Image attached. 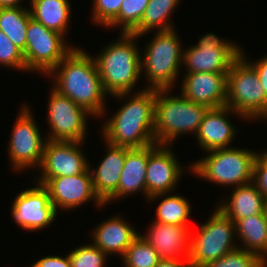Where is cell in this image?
<instances>
[{"instance_id":"obj_1","label":"cell","mask_w":267,"mask_h":267,"mask_svg":"<svg viewBox=\"0 0 267 267\" xmlns=\"http://www.w3.org/2000/svg\"><path fill=\"white\" fill-rule=\"evenodd\" d=\"M45 78L52 81L54 90L83 107L94 120L108 115L109 95L103 89L94 57L83 47L75 46Z\"/></svg>"},{"instance_id":"obj_2","label":"cell","mask_w":267,"mask_h":267,"mask_svg":"<svg viewBox=\"0 0 267 267\" xmlns=\"http://www.w3.org/2000/svg\"><path fill=\"white\" fill-rule=\"evenodd\" d=\"M118 93L109 97L123 101L100 128L104 141L126 148H142L156 144L154 134L155 89ZM127 99V100H126ZM126 100V101H125Z\"/></svg>"},{"instance_id":"obj_3","label":"cell","mask_w":267,"mask_h":267,"mask_svg":"<svg viewBox=\"0 0 267 267\" xmlns=\"http://www.w3.org/2000/svg\"><path fill=\"white\" fill-rule=\"evenodd\" d=\"M139 40L137 35L119 32L115 41L93 55L103 89L109 96L137 92L135 86L140 85L142 78Z\"/></svg>"},{"instance_id":"obj_4","label":"cell","mask_w":267,"mask_h":267,"mask_svg":"<svg viewBox=\"0 0 267 267\" xmlns=\"http://www.w3.org/2000/svg\"><path fill=\"white\" fill-rule=\"evenodd\" d=\"M172 90L175 89L156 90L154 134L158 145L175 146V141L183 134L194 137L209 109L186 99L181 93L174 95Z\"/></svg>"},{"instance_id":"obj_5","label":"cell","mask_w":267,"mask_h":267,"mask_svg":"<svg viewBox=\"0 0 267 267\" xmlns=\"http://www.w3.org/2000/svg\"><path fill=\"white\" fill-rule=\"evenodd\" d=\"M152 36L140 51L141 77L147 81L146 89H173L182 72L183 42L176 28Z\"/></svg>"},{"instance_id":"obj_6","label":"cell","mask_w":267,"mask_h":267,"mask_svg":"<svg viewBox=\"0 0 267 267\" xmlns=\"http://www.w3.org/2000/svg\"><path fill=\"white\" fill-rule=\"evenodd\" d=\"M259 151L233 146L213 149L191 162V174L218 187L234 188L252 182L253 164Z\"/></svg>"},{"instance_id":"obj_7","label":"cell","mask_w":267,"mask_h":267,"mask_svg":"<svg viewBox=\"0 0 267 267\" xmlns=\"http://www.w3.org/2000/svg\"><path fill=\"white\" fill-rule=\"evenodd\" d=\"M225 105L251 123L267 116L266 93L256 70L242 56L227 73Z\"/></svg>"},{"instance_id":"obj_8","label":"cell","mask_w":267,"mask_h":267,"mask_svg":"<svg viewBox=\"0 0 267 267\" xmlns=\"http://www.w3.org/2000/svg\"><path fill=\"white\" fill-rule=\"evenodd\" d=\"M213 209L197 232L191 229L190 267H201L238 248L235 223L216 206Z\"/></svg>"},{"instance_id":"obj_9","label":"cell","mask_w":267,"mask_h":267,"mask_svg":"<svg viewBox=\"0 0 267 267\" xmlns=\"http://www.w3.org/2000/svg\"><path fill=\"white\" fill-rule=\"evenodd\" d=\"M15 118L14 125L8 141L9 168L14 172L37 170L41 165L44 153L46 136L41 134L35 113H32L31 105L22 102ZM44 136V137H43ZM29 169V170H28Z\"/></svg>"},{"instance_id":"obj_10","label":"cell","mask_w":267,"mask_h":267,"mask_svg":"<svg viewBox=\"0 0 267 267\" xmlns=\"http://www.w3.org/2000/svg\"><path fill=\"white\" fill-rule=\"evenodd\" d=\"M221 38L208 32L202 34L194 45L186 46L183 49L182 73H228L241 56L242 46L236 41Z\"/></svg>"},{"instance_id":"obj_11","label":"cell","mask_w":267,"mask_h":267,"mask_svg":"<svg viewBox=\"0 0 267 267\" xmlns=\"http://www.w3.org/2000/svg\"><path fill=\"white\" fill-rule=\"evenodd\" d=\"M66 38L31 18L26 30L23 57L27 73L47 76L75 47Z\"/></svg>"},{"instance_id":"obj_12","label":"cell","mask_w":267,"mask_h":267,"mask_svg":"<svg viewBox=\"0 0 267 267\" xmlns=\"http://www.w3.org/2000/svg\"><path fill=\"white\" fill-rule=\"evenodd\" d=\"M47 122L49 131L47 140L87 142L88 124L93 116L69 97L59 94L52 87L49 90ZM48 133V134H47Z\"/></svg>"},{"instance_id":"obj_13","label":"cell","mask_w":267,"mask_h":267,"mask_svg":"<svg viewBox=\"0 0 267 267\" xmlns=\"http://www.w3.org/2000/svg\"><path fill=\"white\" fill-rule=\"evenodd\" d=\"M33 181L47 189L50 201L58 214L59 211L64 213L75 210L91 201L96 209L105 208L104 203L94 192L89 168L84 173L74 176L33 178Z\"/></svg>"},{"instance_id":"obj_14","label":"cell","mask_w":267,"mask_h":267,"mask_svg":"<svg viewBox=\"0 0 267 267\" xmlns=\"http://www.w3.org/2000/svg\"><path fill=\"white\" fill-rule=\"evenodd\" d=\"M34 184L15 196L10 209L12 220L17 227L27 232L48 228L58 218L47 189L37 182Z\"/></svg>"},{"instance_id":"obj_15","label":"cell","mask_w":267,"mask_h":267,"mask_svg":"<svg viewBox=\"0 0 267 267\" xmlns=\"http://www.w3.org/2000/svg\"><path fill=\"white\" fill-rule=\"evenodd\" d=\"M178 158L173 146L148 145L146 203L153 195L175 192L186 173L185 170L191 173V164L187 169Z\"/></svg>"},{"instance_id":"obj_16","label":"cell","mask_w":267,"mask_h":267,"mask_svg":"<svg viewBox=\"0 0 267 267\" xmlns=\"http://www.w3.org/2000/svg\"><path fill=\"white\" fill-rule=\"evenodd\" d=\"M85 142L47 140L44 146L43 159L34 178H55L74 176L84 173L89 168ZM83 146V147H82ZM83 148V149H82Z\"/></svg>"},{"instance_id":"obj_17","label":"cell","mask_w":267,"mask_h":267,"mask_svg":"<svg viewBox=\"0 0 267 267\" xmlns=\"http://www.w3.org/2000/svg\"><path fill=\"white\" fill-rule=\"evenodd\" d=\"M228 116L238 117L248 123L241 114L236 113L226 105L209 108L195 135L198 148L201 147V151L207 152L213 149L233 147L231 144H233V140L236 141L239 128H236L237 126L231 122Z\"/></svg>"},{"instance_id":"obj_18","label":"cell","mask_w":267,"mask_h":267,"mask_svg":"<svg viewBox=\"0 0 267 267\" xmlns=\"http://www.w3.org/2000/svg\"><path fill=\"white\" fill-rule=\"evenodd\" d=\"M180 92L188 100L209 108L225 106L227 73H181Z\"/></svg>"},{"instance_id":"obj_19","label":"cell","mask_w":267,"mask_h":267,"mask_svg":"<svg viewBox=\"0 0 267 267\" xmlns=\"http://www.w3.org/2000/svg\"><path fill=\"white\" fill-rule=\"evenodd\" d=\"M152 222V223H151ZM143 238L159 253L161 259L188 260L192 226L169 225L151 221Z\"/></svg>"},{"instance_id":"obj_20","label":"cell","mask_w":267,"mask_h":267,"mask_svg":"<svg viewBox=\"0 0 267 267\" xmlns=\"http://www.w3.org/2000/svg\"><path fill=\"white\" fill-rule=\"evenodd\" d=\"M93 228L90 234L92 243L109 257L118 255L120 259L140 234V231L125 219V215L119 213L106 218Z\"/></svg>"},{"instance_id":"obj_21","label":"cell","mask_w":267,"mask_h":267,"mask_svg":"<svg viewBox=\"0 0 267 267\" xmlns=\"http://www.w3.org/2000/svg\"><path fill=\"white\" fill-rule=\"evenodd\" d=\"M106 155L98 162L97 167L89 161V170L92 176V185L95 194L104 203L118 188L123 170L127 148L120 147L105 141Z\"/></svg>"},{"instance_id":"obj_22","label":"cell","mask_w":267,"mask_h":267,"mask_svg":"<svg viewBox=\"0 0 267 267\" xmlns=\"http://www.w3.org/2000/svg\"><path fill=\"white\" fill-rule=\"evenodd\" d=\"M148 162V146L127 148L123 170L117 190L104 202V206L125 197L143 193L146 200V166Z\"/></svg>"},{"instance_id":"obj_23","label":"cell","mask_w":267,"mask_h":267,"mask_svg":"<svg viewBox=\"0 0 267 267\" xmlns=\"http://www.w3.org/2000/svg\"><path fill=\"white\" fill-rule=\"evenodd\" d=\"M230 196L222 197L216 207L234 223L237 220L264 212L266 198L251 182L231 189Z\"/></svg>"},{"instance_id":"obj_24","label":"cell","mask_w":267,"mask_h":267,"mask_svg":"<svg viewBox=\"0 0 267 267\" xmlns=\"http://www.w3.org/2000/svg\"><path fill=\"white\" fill-rule=\"evenodd\" d=\"M71 2L70 0H31L28 5L35 21L67 37L72 17Z\"/></svg>"},{"instance_id":"obj_25","label":"cell","mask_w":267,"mask_h":267,"mask_svg":"<svg viewBox=\"0 0 267 267\" xmlns=\"http://www.w3.org/2000/svg\"><path fill=\"white\" fill-rule=\"evenodd\" d=\"M235 231L238 248L255 253L267 263V221L264 212L237 220Z\"/></svg>"},{"instance_id":"obj_26","label":"cell","mask_w":267,"mask_h":267,"mask_svg":"<svg viewBox=\"0 0 267 267\" xmlns=\"http://www.w3.org/2000/svg\"><path fill=\"white\" fill-rule=\"evenodd\" d=\"M181 0H150L139 25L131 32V34L142 38L149 35L153 31H167L175 29L173 16L176 8L179 7Z\"/></svg>"},{"instance_id":"obj_27","label":"cell","mask_w":267,"mask_h":267,"mask_svg":"<svg viewBox=\"0 0 267 267\" xmlns=\"http://www.w3.org/2000/svg\"><path fill=\"white\" fill-rule=\"evenodd\" d=\"M174 193H172L173 195L171 193L156 194L148 198L147 203L153 204L155 201H159L154 221L169 225L191 226L189 224L191 222L189 217L192 216L190 201L181 194Z\"/></svg>"},{"instance_id":"obj_28","label":"cell","mask_w":267,"mask_h":267,"mask_svg":"<svg viewBox=\"0 0 267 267\" xmlns=\"http://www.w3.org/2000/svg\"><path fill=\"white\" fill-rule=\"evenodd\" d=\"M32 18L29 7L0 9V30L22 51L26 47V30Z\"/></svg>"},{"instance_id":"obj_29","label":"cell","mask_w":267,"mask_h":267,"mask_svg":"<svg viewBox=\"0 0 267 267\" xmlns=\"http://www.w3.org/2000/svg\"><path fill=\"white\" fill-rule=\"evenodd\" d=\"M159 253L139 234L121 258L124 267H156Z\"/></svg>"},{"instance_id":"obj_30","label":"cell","mask_w":267,"mask_h":267,"mask_svg":"<svg viewBox=\"0 0 267 267\" xmlns=\"http://www.w3.org/2000/svg\"><path fill=\"white\" fill-rule=\"evenodd\" d=\"M150 0H123L119 15L106 29H119L120 33H131L138 25ZM117 27V28H116Z\"/></svg>"},{"instance_id":"obj_31","label":"cell","mask_w":267,"mask_h":267,"mask_svg":"<svg viewBox=\"0 0 267 267\" xmlns=\"http://www.w3.org/2000/svg\"><path fill=\"white\" fill-rule=\"evenodd\" d=\"M71 267H106L109 256L93 243L79 245L68 252ZM107 264V265H106Z\"/></svg>"},{"instance_id":"obj_32","label":"cell","mask_w":267,"mask_h":267,"mask_svg":"<svg viewBox=\"0 0 267 267\" xmlns=\"http://www.w3.org/2000/svg\"><path fill=\"white\" fill-rule=\"evenodd\" d=\"M201 267H267V263L255 253L237 248Z\"/></svg>"},{"instance_id":"obj_33","label":"cell","mask_w":267,"mask_h":267,"mask_svg":"<svg viewBox=\"0 0 267 267\" xmlns=\"http://www.w3.org/2000/svg\"><path fill=\"white\" fill-rule=\"evenodd\" d=\"M26 72L23 52L0 30V67Z\"/></svg>"},{"instance_id":"obj_34","label":"cell","mask_w":267,"mask_h":267,"mask_svg":"<svg viewBox=\"0 0 267 267\" xmlns=\"http://www.w3.org/2000/svg\"><path fill=\"white\" fill-rule=\"evenodd\" d=\"M123 0H93L91 23L106 28L118 15Z\"/></svg>"},{"instance_id":"obj_35","label":"cell","mask_w":267,"mask_h":267,"mask_svg":"<svg viewBox=\"0 0 267 267\" xmlns=\"http://www.w3.org/2000/svg\"><path fill=\"white\" fill-rule=\"evenodd\" d=\"M252 183L267 200V152L261 150L253 164Z\"/></svg>"},{"instance_id":"obj_36","label":"cell","mask_w":267,"mask_h":267,"mask_svg":"<svg viewBox=\"0 0 267 267\" xmlns=\"http://www.w3.org/2000/svg\"><path fill=\"white\" fill-rule=\"evenodd\" d=\"M243 48L244 47H242L241 56L256 70L267 98V54L262 56L258 60L250 61V58L248 59V57H246V51Z\"/></svg>"},{"instance_id":"obj_37","label":"cell","mask_w":267,"mask_h":267,"mask_svg":"<svg viewBox=\"0 0 267 267\" xmlns=\"http://www.w3.org/2000/svg\"><path fill=\"white\" fill-rule=\"evenodd\" d=\"M30 267H71V263L68 254L65 256H57L54 254L36 259Z\"/></svg>"},{"instance_id":"obj_38","label":"cell","mask_w":267,"mask_h":267,"mask_svg":"<svg viewBox=\"0 0 267 267\" xmlns=\"http://www.w3.org/2000/svg\"><path fill=\"white\" fill-rule=\"evenodd\" d=\"M156 267H190L188 260L161 259Z\"/></svg>"},{"instance_id":"obj_39","label":"cell","mask_w":267,"mask_h":267,"mask_svg":"<svg viewBox=\"0 0 267 267\" xmlns=\"http://www.w3.org/2000/svg\"><path fill=\"white\" fill-rule=\"evenodd\" d=\"M25 0H0V9L3 8H14V7H28L23 2ZM24 4V5H23Z\"/></svg>"},{"instance_id":"obj_40","label":"cell","mask_w":267,"mask_h":267,"mask_svg":"<svg viewBox=\"0 0 267 267\" xmlns=\"http://www.w3.org/2000/svg\"><path fill=\"white\" fill-rule=\"evenodd\" d=\"M264 214H265L266 221H267V200H266V203H265Z\"/></svg>"},{"instance_id":"obj_41","label":"cell","mask_w":267,"mask_h":267,"mask_svg":"<svg viewBox=\"0 0 267 267\" xmlns=\"http://www.w3.org/2000/svg\"><path fill=\"white\" fill-rule=\"evenodd\" d=\"M264 121L266 120L267 121V116L263 119ZM265 151L267 152V148L265 149Z\"/></svg>"}]
</instances>
